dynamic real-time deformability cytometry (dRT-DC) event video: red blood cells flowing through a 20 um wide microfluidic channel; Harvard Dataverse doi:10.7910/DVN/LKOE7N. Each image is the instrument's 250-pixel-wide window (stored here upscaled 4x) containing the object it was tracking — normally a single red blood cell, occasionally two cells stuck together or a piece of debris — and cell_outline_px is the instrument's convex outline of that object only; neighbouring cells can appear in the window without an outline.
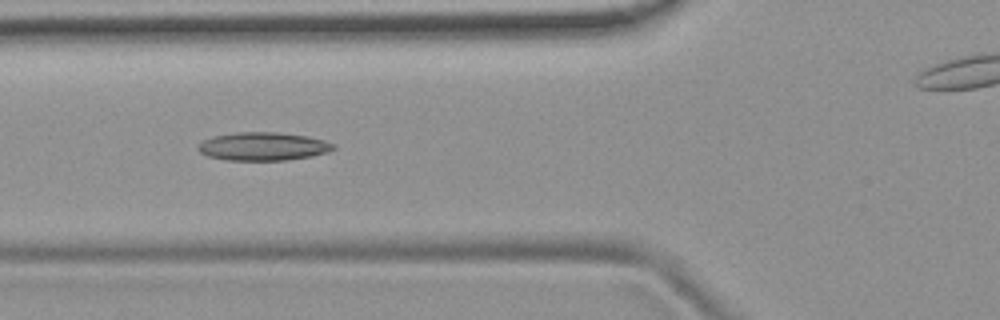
{"species": "common noctule bat (a hibernating species)", "species_latin": "Nyctalus noctula", "temperature_condition": "room temperature", "stored_images_in_passage": 10, "camera_frame_rate_fps": 3000, "um_per_image_px": 0.085, "animal": {"sex": "female", "body_mass_g": 19.9}, "frame": {"image": 1, "passage_image": 6, "time_ms": 1.667, "image_size_px": [1000, 320], "cell_outline_px": [[336, 148], [328, 152], [312, 156], [284, 160], [224, 160], [208, 156], [200, 152], [196, 148], [204, 140], [216, 136], [236, 132], [276, 132], [308, 136], [324, 140], [336, 144]], "centroid_in_image_um": [22.4, 12.44], "position_along_channel_um": 103.4, "area_um2": 22.25}}
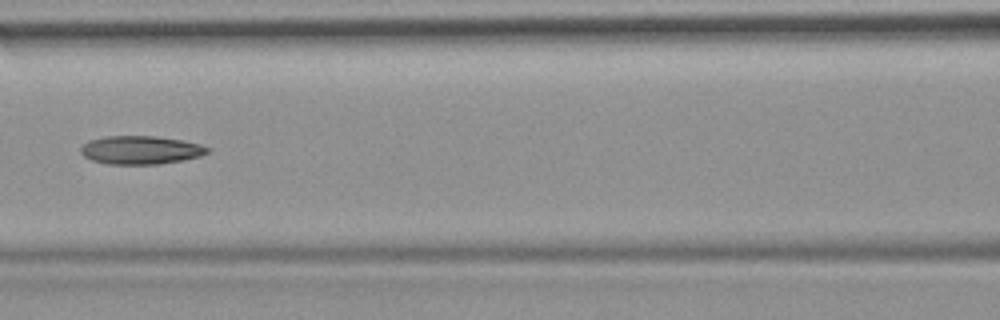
{"frame": {"image": 2, "passage_image": 7, "time_ms": 2.0, "image_size_px": [1000, 320], "cell_outline_px": [[208, 152], [200, 156], [184, 160], [156, 164], [108, 164], [92, 160], [84, 156], [80, 152], [80, 148], [88, 140], [104, 136], [156, 136], [184, 140], [200, 144], [208, 148]], "centroid_in_image_um": [11.94, 12.74], "position_along_channel_um": 154.7, "area_um2": 20.98}}